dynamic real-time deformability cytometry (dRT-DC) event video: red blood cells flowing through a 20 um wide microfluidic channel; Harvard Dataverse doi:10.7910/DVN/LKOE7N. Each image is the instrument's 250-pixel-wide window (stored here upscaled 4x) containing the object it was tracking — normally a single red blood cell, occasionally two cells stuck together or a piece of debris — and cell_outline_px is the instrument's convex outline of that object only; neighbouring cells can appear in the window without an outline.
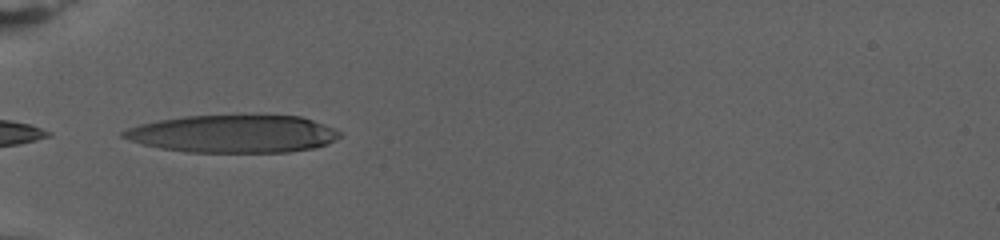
{"species": "human", "species_latin": "Homo sapiens", "temperature_condition": "warm", "stored_images_in_passage": 48, "camera_frame_rate_fps": 3000, "um_per_image_px": 0.085, "donor": {"sex": "female"}, "frame": {"image": 1, "passage_image": 1, "time_ms": 0.0, "image_size_px": [1000, 240], "cell_outline_px": [[344, 136], [328, 144], [312, 148], [288, 152], [184, 152], [160, 148], [128, 140], [120, 136], [120, 132], [128, 128], [140, 124], [156, 120], [184, 116], [252, 112], [300, 116], [324, 124], [344, 132]], "centroid_in_image_um": [19.87, 11.33], "position_along_channel_um": 65.1, "area_um2": 49.3}}
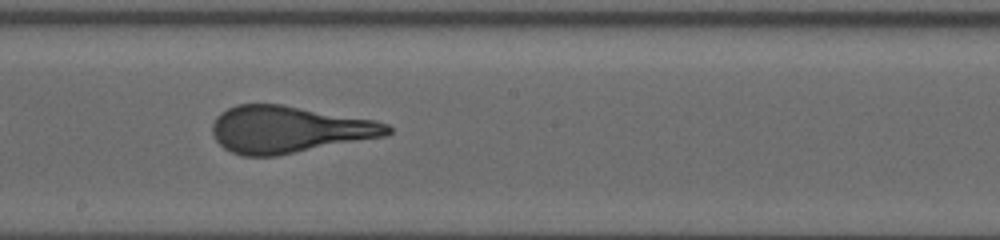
{"frame": {"image": 2, "passage_image": 20, "time_ms": 6.333, "image_size_px": [1000, 240], "cell_outline_px": [[392, 132], [388, 136], [276, 156], [244, 156], [232, 152], [224, 148], [216, 140], [212, 132], [212, 124], [216, 116], [220, 112], [236, 104], [280, 104], [376, 120], [388, 124], [392, 128]], "centroid_in_image_um": [24.58, 11.01], "position_along_channel_um": 223.6, "area_um2": 48.15}}
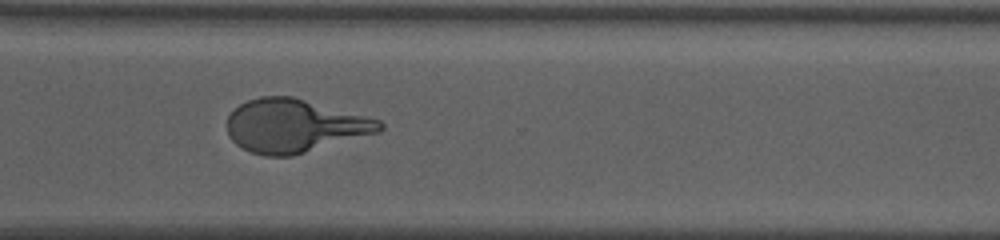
{"frame": {"image": 3, "passage_image": 34, "time_ms": 11.0, "image_size_px": [1000, 240], "cell_outline_px": [[384, 128], [380, 132], [292, 156], [264, 156], [252, 152], [236, 144], [228, 136], [228, 116], [240, 104], [248, 100], [260, 96], [292, 96], [380, 120], [384, 124]], "centroid_in_image_um": [25.03, 10.7], "position_along_channel_um": 345.6, "area_um2": 47.11}, "authors_computed_cell_mechanics": {"area_um2": 48.3786, "velocity_mm_per_s": 2.6177, "shape_relaxation_time_tau1_ms": 7.8442, "shape_relaxation_time_tau2_ms": 1.1653, "deformation_change_tau1": 0.3045, "deformation_change_tau2": 0.1108}}